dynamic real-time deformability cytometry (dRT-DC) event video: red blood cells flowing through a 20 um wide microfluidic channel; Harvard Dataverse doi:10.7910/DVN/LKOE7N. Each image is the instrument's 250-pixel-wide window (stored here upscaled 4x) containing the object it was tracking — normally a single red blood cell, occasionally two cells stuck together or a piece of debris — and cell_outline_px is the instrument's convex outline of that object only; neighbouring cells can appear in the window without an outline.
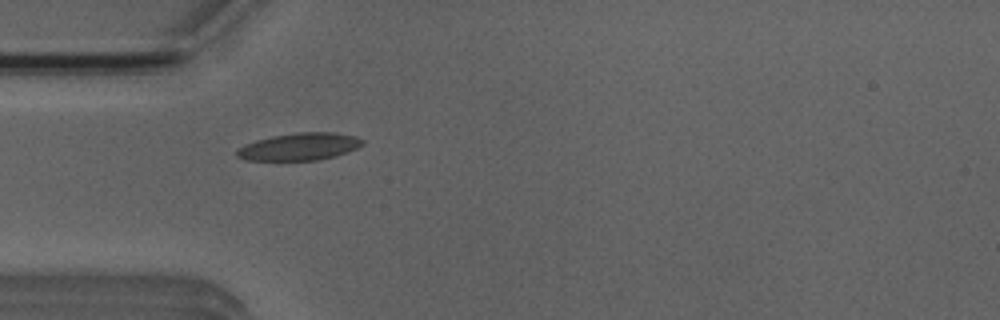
{"species": "Egyptian fruit bat (a non-hibernating species)", "species_latin": "Rousettus aegyptiacus", "temperature_condition": "room temperature", "stored_images_in_passage": 3, "camera_frame_rate_fps": 3000, "um_per_image_px": 0.085, "animal": {"sex": "male"}, "frame": {"image": 1, "passage_image": 2, "time_ms": 1.333, "image_size_px": [1000, 320], "cell_outline_px": [[364, 144], [356, 148], [336, 156], [316, 160], [244, 160], [236, 156], [236, 148], [244, 144], [256, 140], [272, 136], [300, 132], [332, 132], [356, 136], [364, 140]], "centroid_in_image_um": [25.43, 12.46], "position_along_channel_um": 59.6, "area_um2": 20.06}}